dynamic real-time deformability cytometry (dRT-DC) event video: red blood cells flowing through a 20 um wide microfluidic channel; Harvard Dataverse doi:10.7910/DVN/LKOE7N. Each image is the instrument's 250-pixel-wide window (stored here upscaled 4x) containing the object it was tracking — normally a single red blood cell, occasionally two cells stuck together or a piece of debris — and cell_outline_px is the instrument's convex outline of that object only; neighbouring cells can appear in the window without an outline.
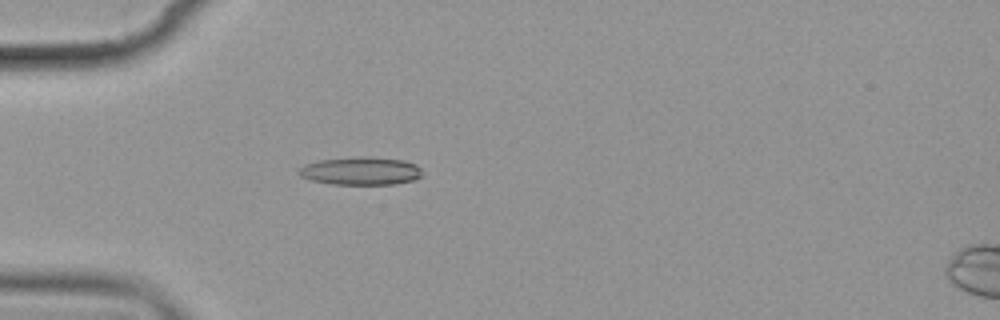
{"species": "common noctule bat (a hibernating species)", "species_latin": "Nyctalus noctula", "temperature_condition": "cold", "stored_images_in_passage": 6, "camera_frame_rate_fps": 3000, "um_per_image_px": 0.085, "animal": {"sex": "female", "body_mass_g": 19.9}, "frame": {"image": 1, "passage_image": 6, "time_ms": 5.667, "image_size_px": [1000, 320], "cell_outline_px": [[420, 176], [412, 180], [396, 184], [332, 184], [312, 180], [300, 176], [296, 172], [304, 164], [320, 160], [360, 156], [368, 156], [404, 160], [416, 164], [420, 168]], "centroid_in_image_um": [30.64, 14.52], "position_along_channel_um": 54.4, "area_um2": 20.11}}